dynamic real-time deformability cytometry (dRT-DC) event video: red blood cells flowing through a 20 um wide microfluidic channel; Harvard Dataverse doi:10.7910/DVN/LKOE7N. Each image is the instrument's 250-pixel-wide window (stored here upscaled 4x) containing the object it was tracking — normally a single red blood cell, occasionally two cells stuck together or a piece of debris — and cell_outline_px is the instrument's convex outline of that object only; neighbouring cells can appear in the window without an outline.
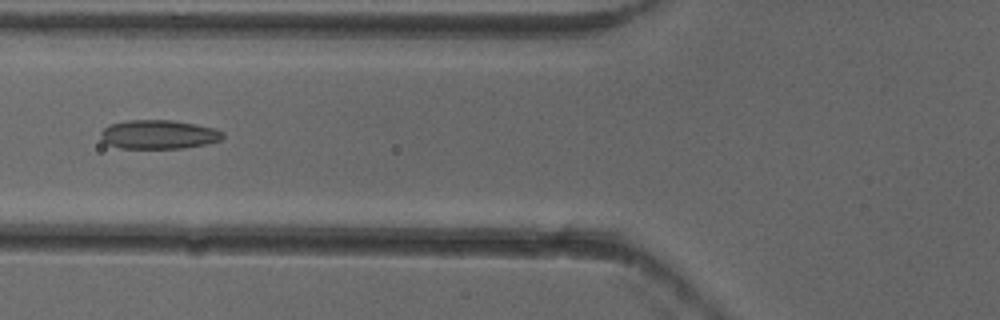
{"species": "common noctule bat (a hibernating species)", "species_latin": "Nyctalus noctula", "temperature_condition": "cold", "stored_images_in_passage": 6, "camera_frame_rate_fps": 3000, "um_per_image_px": 0.085, "animal": {"sex": "female"}, "frame": {"image": 1, "passage_image": 6, "time_ms": 1.667, "image_size_px": [1000, 320], "cell_outline_px": [[224, 136], [220, 140], [208, 144], [184, 148], [120, 148], [108, 144], [100, 136], [100, 132], [108, 124], [128, 120], [172, 120], [196, 124], [216, 128], [224, 132]], "centroid_in_image_um": [13.51, 11.42], "position_along_channel_um": 112.3, "area_um2": 20.75}}